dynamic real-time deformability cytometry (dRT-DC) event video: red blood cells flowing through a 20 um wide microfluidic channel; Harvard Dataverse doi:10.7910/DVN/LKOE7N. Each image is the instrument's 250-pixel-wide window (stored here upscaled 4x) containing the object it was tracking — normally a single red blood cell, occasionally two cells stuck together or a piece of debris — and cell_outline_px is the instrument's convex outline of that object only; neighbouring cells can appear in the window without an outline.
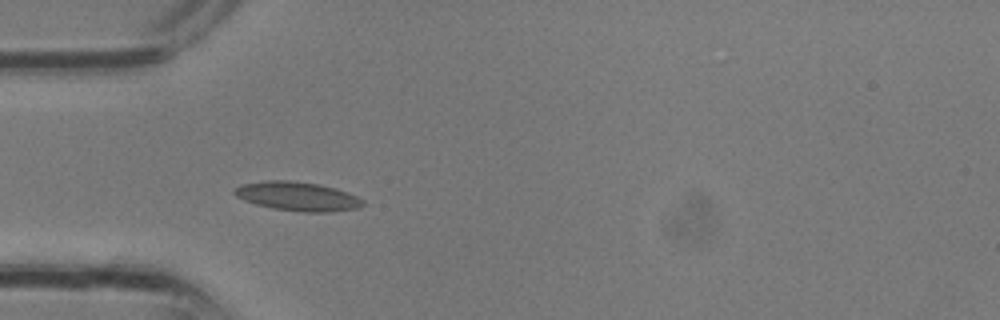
{"species": "common noctule bat (a hibernating species)", "species_latin": "Nyctalus noctula", "temperature_condition": "room temperature", "stored_images_in_passage": 3, "camera_frame_rate_fps": 3000, "um_per_image_px": 0.085, "animal": {"sex": "male", "body_mass_g": 13.3}, "frame": {"image": 1, "passage_image": 2, "time_ms": 0.333, "image_size_px": [1000, 320], "cell_outline_px": [[364, 204], [360, 208], [328, 212], [304, 212], [272, 208], [256, 204], [244, 200], [236, 196], [232, 192], [240, 184], [264, 180], [288, 180], [320, 184], [336, 188], [348, 192], [364, 200]], "centroid_in_image_um": [25.3, 16.68], "position_along_channel_um": 59.7, "area_um2": 21.85}}
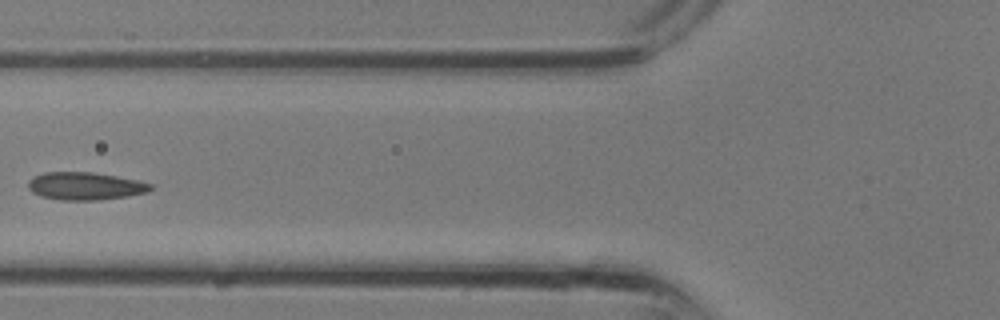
{"frame": {"image": 2, "passage_image": 3, "time_ms": 0.667, "image_size_px": [1000, 320], "cell_outline_px": [[152, 188], [148, 192], [128, 196], [96, 200], [60, 200], [40, 196], [32, 192], [28, 188], [28, 180], [32, 176], [44, 172], [92, 172], [116, 176], [136, 180], [152, 184]], "centroid_in_image_um": [7.2, 15.81], "position_along_channel_um": 118.6, "area_um2": 19.83}}